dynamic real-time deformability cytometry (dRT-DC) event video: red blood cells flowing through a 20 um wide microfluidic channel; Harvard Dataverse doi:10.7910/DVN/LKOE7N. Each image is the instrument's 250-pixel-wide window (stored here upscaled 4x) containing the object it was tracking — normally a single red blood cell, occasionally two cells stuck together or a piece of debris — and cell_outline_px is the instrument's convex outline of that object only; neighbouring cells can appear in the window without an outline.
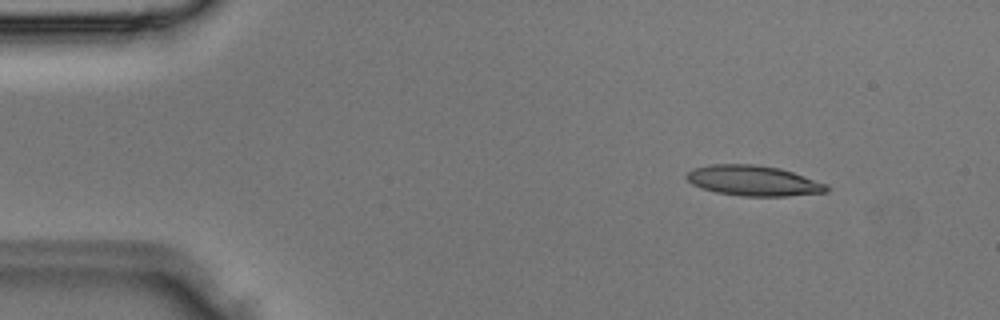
{"species": "Egyptian fruit bat (a non-hibernating species)", "species_latin": "Rousettus aegyptiacus", "temperature_condition": "room temperature", "stored_images_in_passage": 4, "camera_frame_rate_fps": 3000, "um_per_image_px": 0.085, "animal": {"sex": "male"}, "frame": {"image": 1, "passage_image": 1, "time_ms": 0.0, "image_size_px": [1000, 320], "cell_outline_px": [[832, 188], [828, 192], [788, 196], [740, 196], [716, 192], [692, 184], [684, 176], [692, 168], [708, 164], [756, 164], [780, 168], [828, 184]], "centroid_in_image_um": [64.06, 15.35], "position_along_channel_um": 20.9, "area_um2": 24.97}}
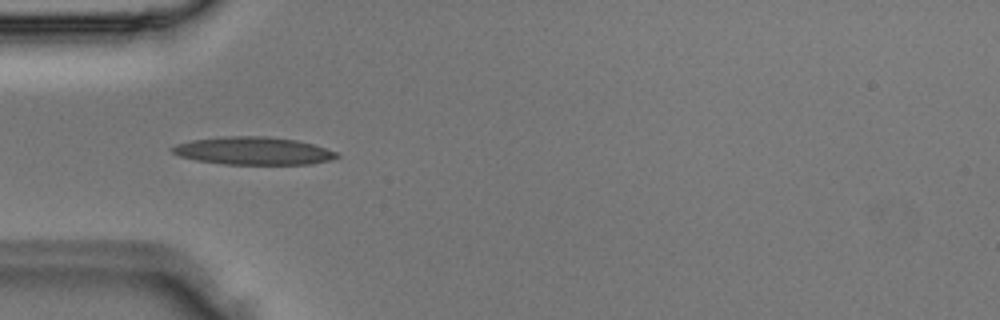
{"frame": {"image": 2, "passage_image": 3, "time_ms": 0.667, "image_size_px": [1000, 320], "cell_outline_px": [[340, 156], [328, 160], [312, 164], [224, 164], [196, 160], [180, 156], [172, 152], [168, 148], [176, 144], [192, 140], [224, 136], [268, 136], [296, 140], [312, 144], [336, 152]], "centroid_in_image_um": [21.49, 12.82], "position_along_channel_um": 63.5, "area_um2": 26.53}}